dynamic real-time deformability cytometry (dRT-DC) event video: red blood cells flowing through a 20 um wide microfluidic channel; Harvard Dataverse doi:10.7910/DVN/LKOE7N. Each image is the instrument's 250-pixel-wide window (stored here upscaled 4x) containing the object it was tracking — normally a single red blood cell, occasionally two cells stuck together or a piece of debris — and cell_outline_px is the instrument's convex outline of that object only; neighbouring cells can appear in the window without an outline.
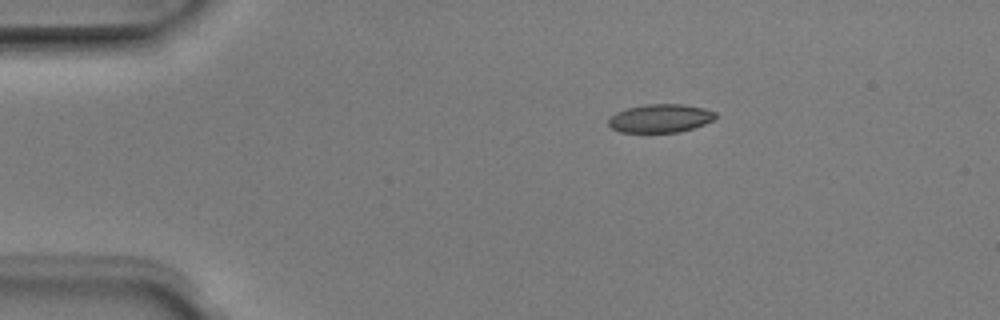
{"species": "Egyptian fruit bat (a non-hibernating species)", "species_latin": "Rousettus aegyptiacus", "temperature_condition": "room temperature", "stored_images_in_passage": 7, "camera_frame_rate_fps": 3000, "um_per_image_px": 0.085, "animal": {"sex": "male"}, "frame": {"image": 1, "passage_image": 1, "time_ms": 0.0, "image_size_px": [1000, 320], "cell_outline_px": [[716, 116], [712, 120], [704, 124], [680, 132], [620, 132], [612, 128], [608, 124], [608, 120], [616, 112], [628, 108], [644, 104], [684, 104], [704, 108], [716, 112]], "centroid_in_image_um": [56.13, 10.05], "position_along_channel_um": 28.9, "area_um2": 17.63}}
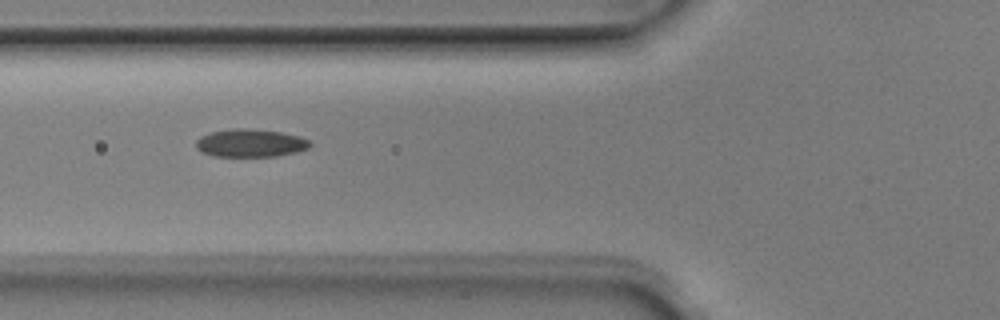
{"frame": {"image": 2, "passage_image": 4, "time_ms": 1.0, "image_size_px": [1000, 320], "cell_outline_px": [[312, 144], [308, 148], [296, 152], [276, 156], [212, 156], [200, 152], [196, 148], [196, 140], [200, 136], [212, 132], [236, 128], [248, 128], [280, 132], [300, 136], [308, 140]], "centroid_in_image_um": [21.26, 12.16], "position_along_channel_um": 104.5, "area_um2": 18.55}}
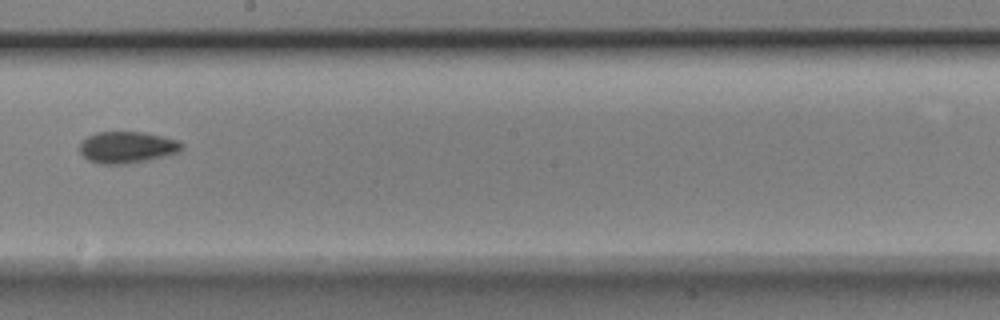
{"frame": {"image": 3, "passage_image": 7, "time_ms": 2.0, "image_size_px": [1000, 320], "cell_outline_px": [[184, 148], [180, 152], [148, 160], [124, 164], [100, 164], [88, 160], [80, 152], [80, 144], [88, 136], [96, 132], [144, 132], [164, 136], [180, 140], [184, 144]], "centroid_in_image_um": [10.86, 12.51], "position_along_channel_um": 237.3, "area_um2": 18.96}}